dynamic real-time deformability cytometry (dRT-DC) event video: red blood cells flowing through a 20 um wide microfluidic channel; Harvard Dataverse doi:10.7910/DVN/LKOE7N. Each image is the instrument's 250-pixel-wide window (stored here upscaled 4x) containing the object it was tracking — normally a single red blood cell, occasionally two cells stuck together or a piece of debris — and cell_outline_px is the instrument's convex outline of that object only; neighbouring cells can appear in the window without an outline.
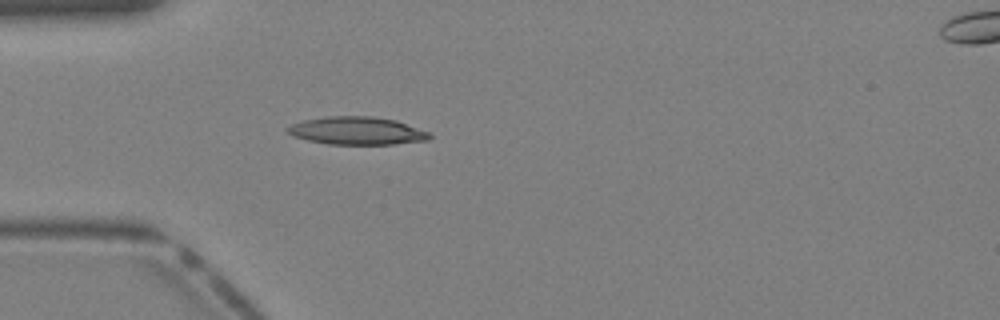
{"species": "Egyptian fruit bat (a non-hibernating species)", "species_latin": "Rousettus aegyptiacus", "temperature_condition": "warm", "stored_images_in_passage": 29, "camera_frame_rate_fps": 3000, "um_per_image_px": 0.085, "animal": {"sex": "female"}, "frame": {"image": 1, "passage_image": 1, "time_ms": 0.0, "image_size_px": [1000, 320], "cell_outline_px": [[432, 136], [428, 140], [392, 144], [328, 144], [308, 140], [292, 136], [284, 128], [292, 124], [304, 120], [324, 116], [372, 116], [396, 120], [428, 132]], "centroid_in_image_um": [30.3, 11.11], "position_along_channel_um": 54.7, "area_um2": 23.0}}
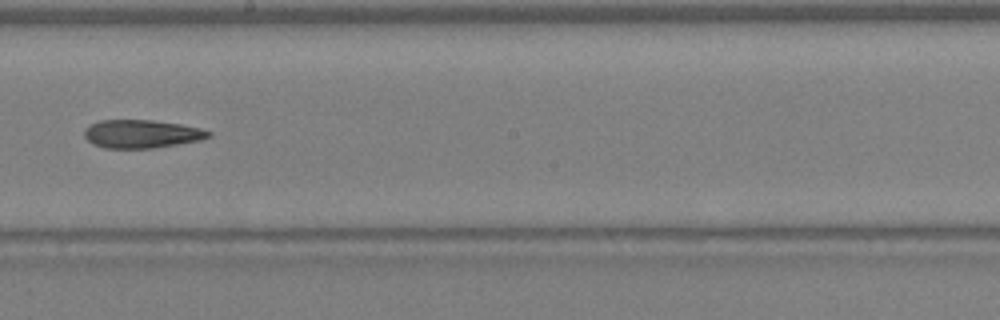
{"frame": {"image": 2, "passage_image": 12, "time_ms": 3.667, "image_size_px": [1000, 320], "cell_outline_px": [[212, 136], [200, 140], [152, 148], [104, 148], [88, 140], [84, 136], [84, 128], [100, 120], [152, 120], [180, 124], [212, 132]], "centroid_in_image_um": [12.02, 11.38], "position_along_channel_um": 236.2, "area_um2": 20.17}}
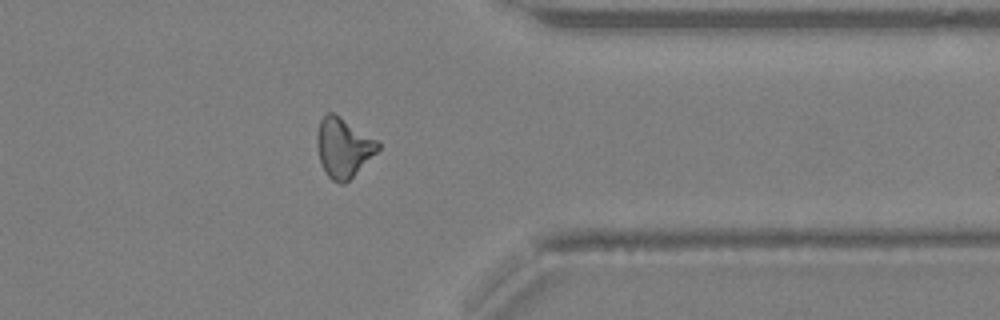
{"frame": {"image": 3, "passage_image": 21, "time_ms": 6.667, "image_size_px": [1000, 320], "cell_outline_px": [[380, 148], [344, 184], [340, 184], [332, 180], [328, 176], [320, 160], [316, 144], [316, 136], [320, 120], [328, 112], [332, 112], [340, 116], [376, 140], [380, 144]], "centroid_in_image_um": [29.15, 12.53], "position_along_channel_um": 382.2, "area_um2": 20.63}}